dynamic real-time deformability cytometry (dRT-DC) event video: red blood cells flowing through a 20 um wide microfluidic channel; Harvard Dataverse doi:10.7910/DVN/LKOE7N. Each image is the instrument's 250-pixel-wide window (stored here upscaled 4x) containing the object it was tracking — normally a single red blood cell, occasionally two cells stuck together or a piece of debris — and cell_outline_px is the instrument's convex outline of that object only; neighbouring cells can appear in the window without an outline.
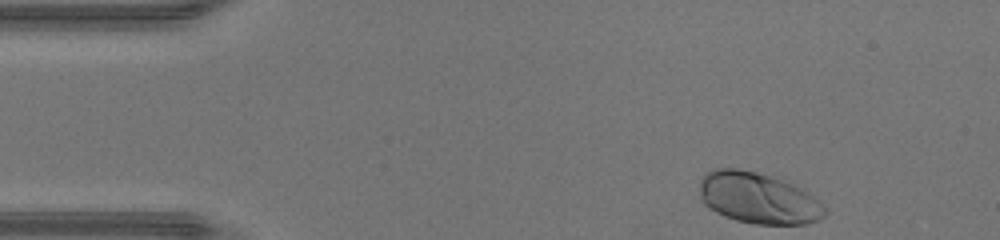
{"species": "human", "species_latin": "Homo sapiens", "temperature_condition": "warm", "stored_images_in_passage": 34, "camera_frame_rate_fps": 3000, "um_per_image_px": 0.085, "donor": {"sex": "male"}, "frame": {"image": 1, "passage_image": 1, "time_ms": 0.0, "image_size_px": [1000, 240], "cell_outline_px": [[828, 212], [824, 216], [808, 224], [756, 224], [736, 220], [724, 216], [716, 212], [704, 204], [700, 200], [700, 180], [712, 168], [736, 168], [768, 176], [792, 184], [808, 192], [824, 204], [828, 208]], "centroid_in_image_um": [64.46, 16.86], "position_along_channel_um": 20.5, "area_um2": 37.22}}
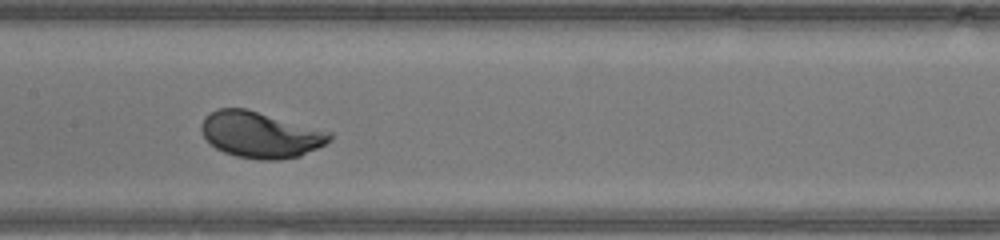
{"frame": {"image": 2, "passage_image": 18, "time_ms": 5.667, "image_size_px": [1000, 240], "cell_outline_px": [[332, 140], [300, 156], [280, 160], [260, 160], [236, 156], [224, 152], [216, 148], [204, 136], [200, 128], [200, 124], [204, 116], [216, 108], [244, 108], [332, 132]], "centroid_in_image_um": [22.12, 11.45], "position_along_channel_um": 185.3, "area_um2": 34.39}}
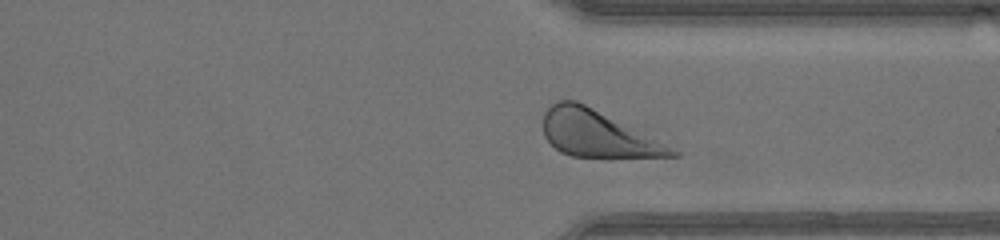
{"frame": {"image": 3, "passage_image": 30, "time_ms": 9.667, "image_size_px": [1000, 240], "cell_outline_px": [[680, 156], [608, 160], [572, 156], [560, 152], [544, 136], [544, 112], [556, 100], [576, 100], [680, 152]], "centroid_in_image_um": [50.78, 11.45], "position_along_channel_um": 360.6, "area_um2": 34.97}, "authors_computed_cell_mechanics": {"area_um2": 33.9864, "velocity_mm_per_s": 4.396, "shape_relaxation_time_tau1_ms": 1.2755, "shape_relaxation_time_tau2_ms": null, "deformation_change_tau1": 0.1266, "deformation_change_tau2": null}}